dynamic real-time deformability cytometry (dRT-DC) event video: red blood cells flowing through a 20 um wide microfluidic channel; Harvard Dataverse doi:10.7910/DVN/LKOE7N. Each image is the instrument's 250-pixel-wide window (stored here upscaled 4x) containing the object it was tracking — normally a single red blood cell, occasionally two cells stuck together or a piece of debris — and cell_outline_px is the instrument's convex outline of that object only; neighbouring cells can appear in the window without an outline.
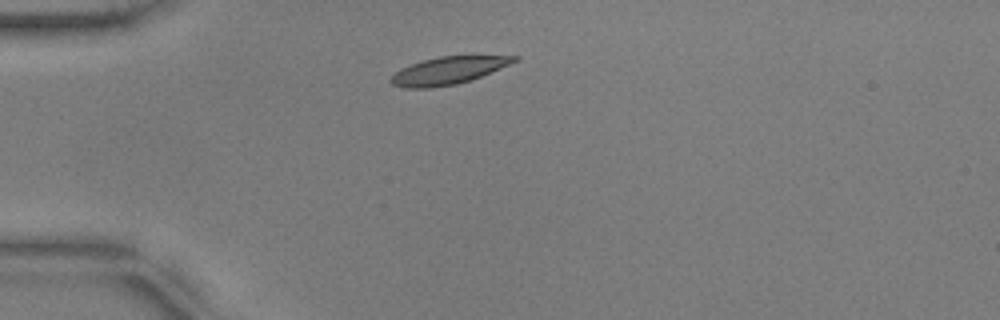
{"species": "common noctule bat (a hibernating species)", "species_latin": "Nyctalus noctula", "temperature_condition": "warm", "stored_images_in_passage": 41, "camera_frame_rate_fps": 3000, "um_per_image_px": 0.085, "animal": {"sex": "male", "body_mass_g": 17.9, "forearm_length_mm": 54.2}, "frame": {"image": 1, "passage_image": 1, "time_ms": 0.0, "image_size_px": [1000, 320], "cell_outline_px": [[520, 56], [516, 60], [508, 64], [472, 80], [456, 84], [432, 88], [408, 88], [392, 84], [388, 80], [396, 72], [412, 64], [424, 60], [440, 56]], "centroid_in_image_um": [38.06, 6.01], "position_along_channel_um": 46.9, "area_um2": 19.25}}
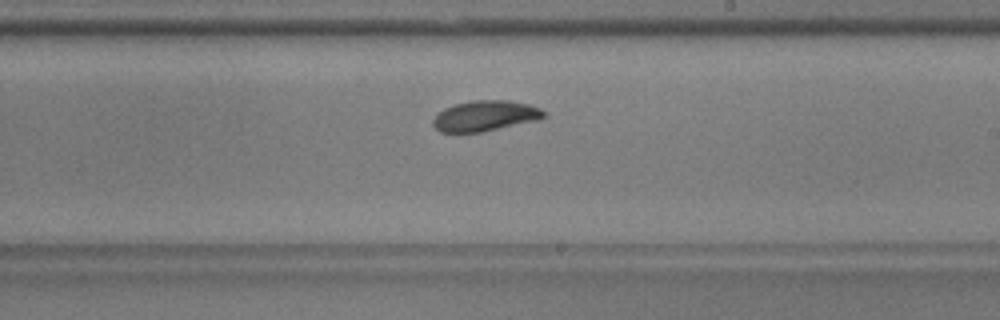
{"frame": {"image": 2, "passage_image": 19, "time_ms": 6.0, "image_size_px": [1000, 320], "cell_outline_px": [[548, 112], [540, 120], [484, 132], [440, 132], [432, 124], [432, 120], [444, 108], [456, 104], [472, 100], [508, 100], [528, 104], [540, 108]], "centroid_in_image_um": [41.29, 9.85], "position_along_channel_um": 247.7, "area_um2": 19.88}}
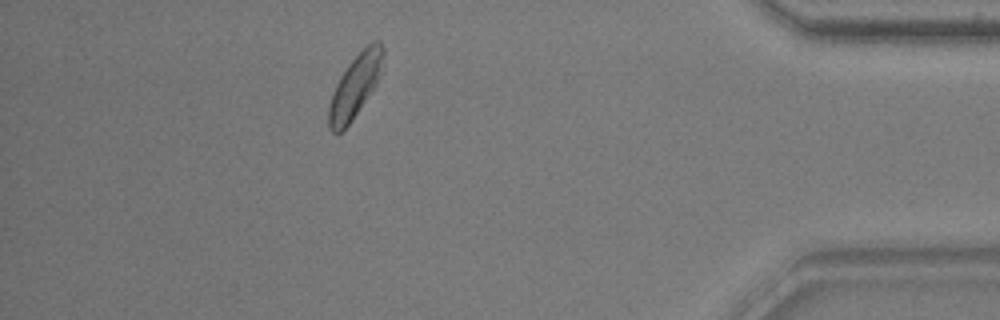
{"frame": {"image": 3, "passage_image": 35, "time_ms": 11.333, "image_size_px": [1000, 320], "cell_outline_px": [[384, 52], [376, 84], [348, 124], [340, 132], [332, 132], [328, 128], [328, 108], [332, 92], [340, 76], [348, 64], [372, 40], [380, 40], [384, 48]], "centroid_in_image_um": [30.15, 7.29], "position_along_channel_um": 405.0, "area_um2": 19.36}, "authors_computed_cell_mechanics": {"area_um2": 19.8254, "velocity_mm_per_s": 3.7128, "shape_relaxation_time_tau1_ms": 2.1108, "shape_relaxation_time_tau2_ms": 3.6151, "deformation_change_tau1": 0.1133, "deformation_change_tau2": 0.0846}}